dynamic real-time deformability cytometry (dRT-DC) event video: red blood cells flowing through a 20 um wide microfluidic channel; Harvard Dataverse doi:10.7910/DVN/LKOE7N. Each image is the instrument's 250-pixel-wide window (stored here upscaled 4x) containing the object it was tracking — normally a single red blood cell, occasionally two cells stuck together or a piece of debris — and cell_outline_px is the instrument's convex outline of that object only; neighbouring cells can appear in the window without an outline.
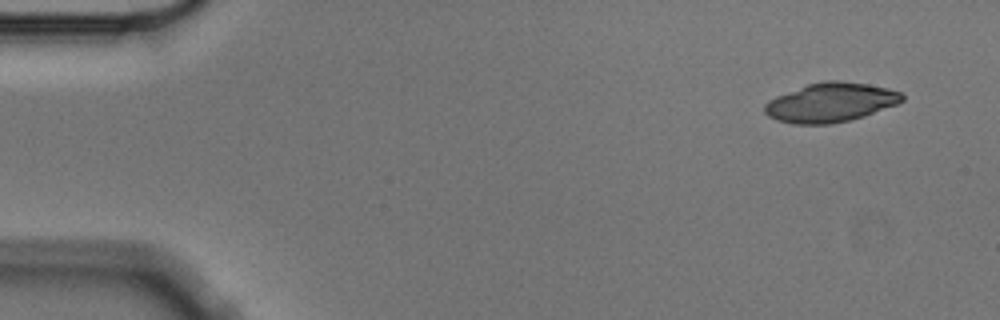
{"species": "Egyptian fruit bat (a non-hibernating species)", "species_latin": "Rousettus aegyptiacus", "temperature_condition": "cold", "stored_images_in_passage": 4, "camera_frame_rate_fps": 3000, "um_per_image_px": 0.085, "animal": {"sex": "male"}, "frame": {"image": 1, "passage_image": 1, "time_ms": 0.0, "image_size_px": [1000, 320], "cell_outline_px": [[904, 100], [896, 104], [864, 116], [848, 120], [828, 124], [792, 124], [776, 120], [768, 116], [764, 112], [764, 104], [768, 100], [776, 96], [808, 84], [824, 80], [840, 80], [868, 84], [888, 88], [900, 92], [904, 96]], "centroid_in_image_um": [70.57, 8.7], "position_along_channel_um": 14.4, "area_um2": 31.39}}
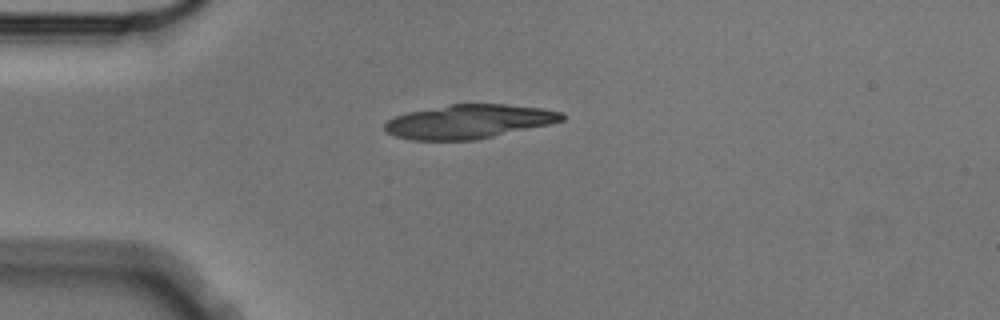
{"frame": {"image": 2, "passage_image": 4, "time_ms": 1.0, "image_size_px": [1000, 320], "cell_outline_px": [[564, 120], [548, 124], [476, 140], [412, 140], [396, 136], [388, 132], [384, 128], [384, 124], [388, 120], [396, 116], [408, 112], [452, 104], [504, 104], [540, 108], [564, 112]], "centroid_in_image_um": [39.85, 10.33], "position_along_channel_um": 45.1, "area_um2": 34.68}}